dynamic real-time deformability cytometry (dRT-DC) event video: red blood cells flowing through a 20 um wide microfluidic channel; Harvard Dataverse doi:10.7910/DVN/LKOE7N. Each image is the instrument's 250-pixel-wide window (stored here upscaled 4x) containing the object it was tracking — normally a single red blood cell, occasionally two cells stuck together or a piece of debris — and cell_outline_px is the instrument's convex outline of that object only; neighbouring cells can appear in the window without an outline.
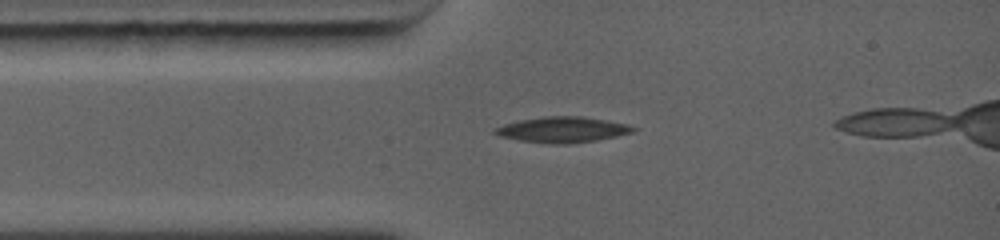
{"species": "common noctule bat (a hibernating species)", "species_latin": "Nyctalus noctula", "temperature_condition": "warm", "stored_images_in_passage": 2, "camera_frame_rate_fps": 5000, "um_per_image_px": 0.085, "animal": {"sex": "female", "body_mass_g": 19.0, "forearm_length_mm": 56.7}, "frame": {"image": 1, "passage_image": 1, "time_ms": 0.0, "image_size_px": [1000, 240], "cell_outline_px": [[640, 128], [636, 132], [596, 140], [572, 144], [552, 144], [520, 140], [496, 136], [492, 132], [492, 128], [504, 124], [520, 120], [544, 116], [580, 116], [628, 124]], "centroid_in_image_um": [47.81, 11.02], "position_along_channel_um": 37.2, "area_um2": 20.92}}